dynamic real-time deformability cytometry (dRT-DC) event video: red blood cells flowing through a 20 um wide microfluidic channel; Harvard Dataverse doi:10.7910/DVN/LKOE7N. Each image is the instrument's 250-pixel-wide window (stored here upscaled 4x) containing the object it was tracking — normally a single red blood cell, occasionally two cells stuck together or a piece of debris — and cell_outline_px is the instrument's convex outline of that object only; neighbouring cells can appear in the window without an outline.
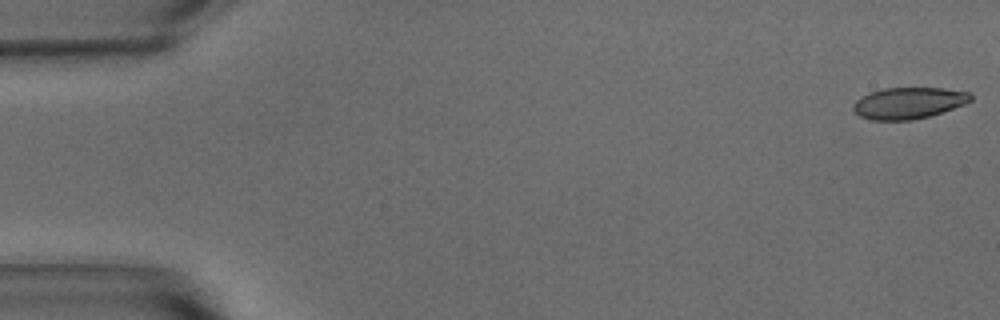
{"species": "common noctule bat (a hibernating species)", "species_latin": "Nyctalus noctula", "temperature_condition": "warm", "stored_images_in_passage": 12, "camera_frame_rate_fps": 3000, "um_per_image_px": 0.085, "animal": {"sex": "male", "body_mass_g": 15.6}, "frame": {"image": 1, "passage_image": 1, "time_ms": 0.0, "image_size_px": [1000, 320], "cell_outline_px": [[972, 100], [964, 104], [928, 116], [912, 120], [872, 120], [860, 116], [852, 108], [852, 104], [860, 96], [868, 92], [884, 88], [944, 88], [968, 92], [972, 96]], "centroid_in_image_um": [77.18, 8.75], "position_along_channel_um": 7.8, "area_um2": 21.44}}